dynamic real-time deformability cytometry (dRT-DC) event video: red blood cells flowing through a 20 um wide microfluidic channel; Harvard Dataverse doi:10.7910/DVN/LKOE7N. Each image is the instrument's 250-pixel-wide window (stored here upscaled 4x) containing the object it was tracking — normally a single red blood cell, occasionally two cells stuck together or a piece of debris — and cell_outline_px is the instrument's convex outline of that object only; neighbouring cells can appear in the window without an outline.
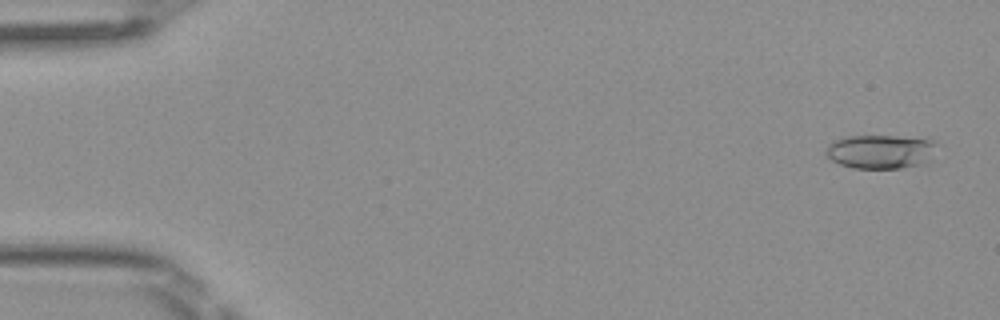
{"species": "Egyptian fruit bat (a non-hibernating species)", "species_latin": "Rousettus aegyptiacus", "temperature_condition": "room temperature", "stored_images_in_passage": 5, "camera_frame_rate_fps": 3000, "um_per_image_px": 0.085, "frame": {"image": 1, "passage_image": 1, "time_ms": 0.0, "image_size_px": [1000, 320], "cell_outline_px": [[940, 144], [932, 160], [928, 164], [900, 168], [852, 168], [840, 164], [832, 160], [824, 152], [828, 144], [832, 140], [844, 136], [896, 136], [936, 140]], "centroid_in_image_um": [74.93, 12.88], "position_along_channel_um": 10.1, "area_um2": 22.66}}
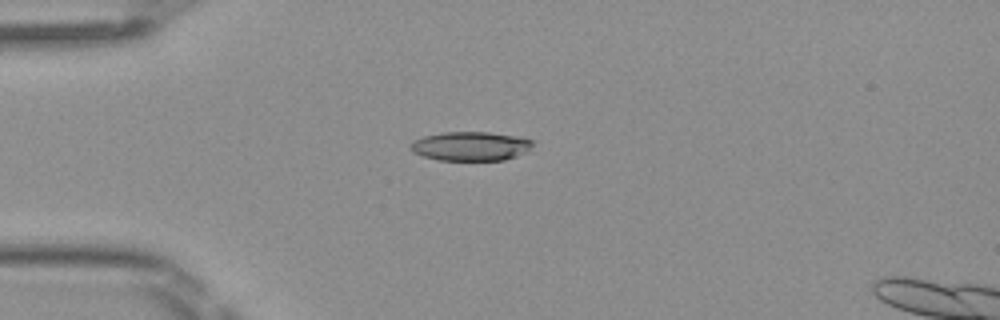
{"frame": {"image": 2, "passage_image": 4, "time_ms": 1.0, "image_size_px": [1000, 320], "cell_outline_px": [[532, 144], [524, 152], [516, 156], [504, 160], [440, 160], [424, 156], [412, 152], [408, 148], [416, 140], [424, 136], [444, 132], [488, 132], [516, 136], [532, 140]], "centroid_in_image_um": [39.97, 12.42], "position_along_channel_um": 45.0, "area_um2": 20.4}}